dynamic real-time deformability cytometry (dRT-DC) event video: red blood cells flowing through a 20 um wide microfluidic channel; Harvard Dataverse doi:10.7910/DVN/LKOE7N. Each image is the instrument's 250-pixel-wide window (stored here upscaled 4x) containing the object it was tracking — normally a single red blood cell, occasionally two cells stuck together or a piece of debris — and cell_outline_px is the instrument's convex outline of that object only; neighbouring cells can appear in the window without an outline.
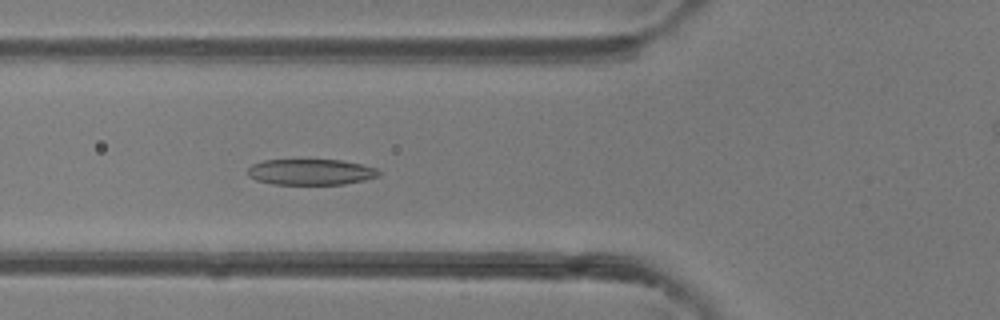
{"species": "common noctule bat (a hibernating species)", "species_latin": "Nyctalus noctula", "temperature_condition": "room temperature", "stored_images_in_passage": 34, "camera_frame_rate_fps": 3000, "um_per_image_px": 0.085, "animal": {"sex": "female"}, "frame": {"image": 1, "passage_image": 6, "time_ms": 1.667, "image_size_px": [1000, 320], "cell_outline_px": [[380, 176], [364, 180], [344, 184], [272, 184], [256, 180], [248, 176], [248, 168], [252, 164], [264, 160], [340, 160], [360, 164], [376, 168], [380, 172]], "centroid_in_image_um": [26.4, 14.62], "position_along_channel_um": 99.4, "area_um2": 19.71}}
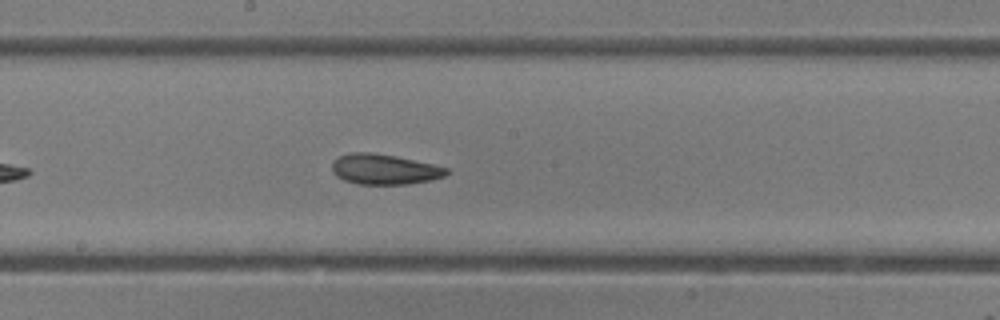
{"frame": {"image": 2, "passage_image": 14, "time_ms": 4.333, "image_size_px": [1000, 320], "cell_outline_px": [[448, 172], [444, 176], [432, 180], [408, 184], [356, 184], [344, 180], [336, 176], [332, 172], [332, 164], [340, 156], [352, 152], [368, 152], [396, 156], [432, 164], [448, 168]], "centroid_in_image_um": [32.66, 14.4], "position_along_channel_um": 215.5, "area_um2": 20.11}}
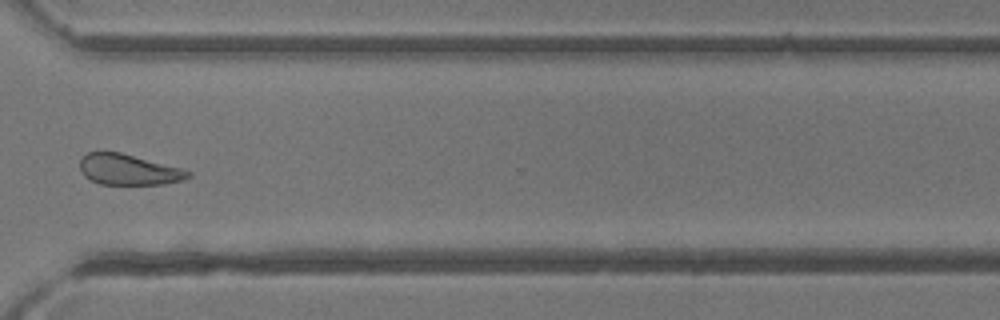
{"frame": {"image": 3, "passage_image": 24, "time_ms": 7.667, "image_size_px": [1000, 320], "cell_outline_px": [[192, 176], [184, 180], [160, 184], [100, 184], [84, 176], [80, 168], [80, 160], [88, 152], [120, 152], [180, 168], [192, 172]], "centroid_in_image_um": [10.93, 14.42], "position_along_channel_um": 359.7, "area_um2": 19.13}, "authors_computed_cell_mechanics": {"area_um2": 20.5768, "velocity_mm_per_s": 4.3425, "shape_relaxation_time_tau1_ms": 2.1238, "shape_relaxation_time_tau2_ms": 2.3414, "deformation_change_tau1": 0.1154, "deformation_change_tau2": 0.0943}}